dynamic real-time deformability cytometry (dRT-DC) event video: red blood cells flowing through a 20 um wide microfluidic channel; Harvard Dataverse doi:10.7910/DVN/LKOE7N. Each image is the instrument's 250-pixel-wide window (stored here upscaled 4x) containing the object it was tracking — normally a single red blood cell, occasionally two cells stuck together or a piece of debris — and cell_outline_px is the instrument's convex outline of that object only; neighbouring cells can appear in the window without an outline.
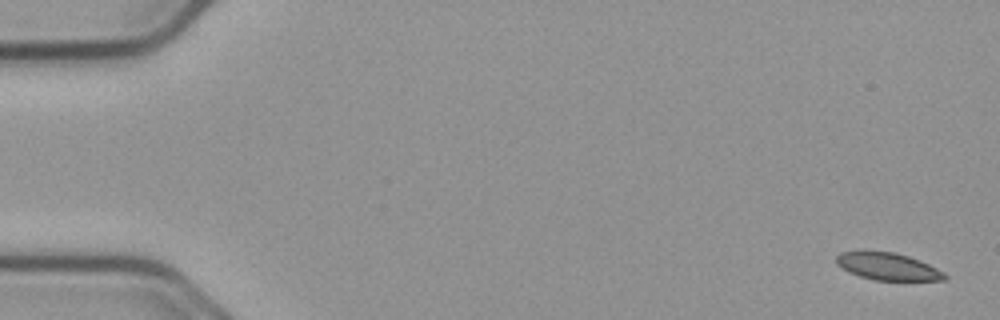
{"species": "common noctule bat (a hibernating species)", "species_latin": "Nyctalus noctula", "temperature_condition": "cold", "stored_images_in_passage": 55, "camera_frame_rate_fps": 3000, "um_per_image_px": 0.085, "animal": {"sex": "male", "body_mass_g": 23.1, "forearm_length_mm": 52.7}, "frame": {"image": 1, "passage_image": 1, "time_ms": 0.0, "image_size_px": [1000, 320], "cell_outline_px": [[948, 280], [872, 280], [848, 272], [836, 264], [836, 256], [840, 252], [896, 252], [920, 260], [944, 272], [948, 276]], "centroid_in_image_um": [75.48, 22.66], "position_along_channel_um": 9.5, "area_um2": 17.11}}
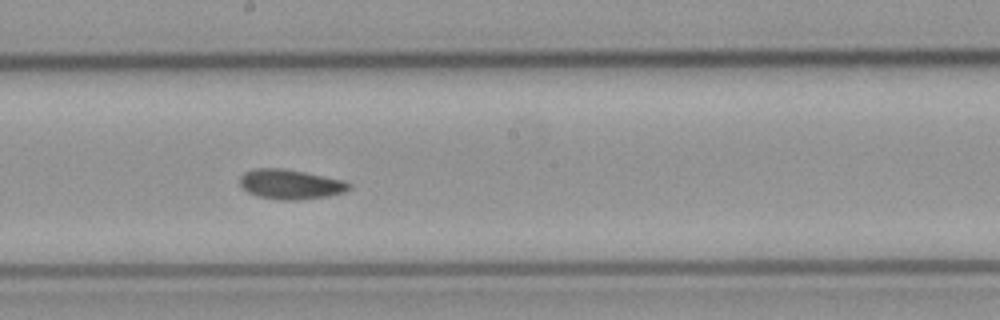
{"frame": {"image": 2, "passage_image": 30, "time_ms": 9.667, "image_size_px": [1000, 320], "cell_outline_px": [[352, 188], [344, 192], [328, 196], [296, 200], [280, 200], [256, 196], [240, 188], [240, 176], [244, 172], [256, 168], [284, 168], [344, 180], [352, 184]], "centroid_in_image_um": [24.68, 15.66], "position_along_channel_um": 223.5, "area_um2": 19.13}}
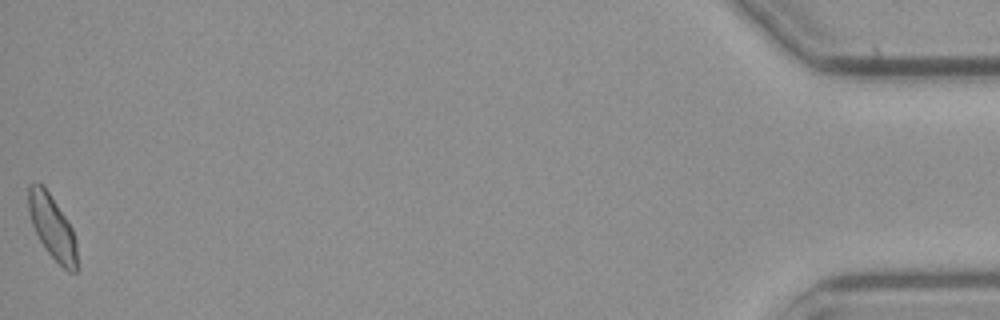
{"frame": {"image": 3, "passage_image": 55, "time_ms": 18.0, "image_size_px": [1000, 320], "cell_outline_px": [[76, 272], [68, 272], [44, 248], [32, 224], [28, 212], [28, 184], [40, 184], [48, 192], [72, 228], [76, 240]], "centroid_in_image_um": [4.43, 19.32], "position_along_channel_um": 430.8, "area_um2": 17.57}, "authors_computed_cell_mechanics": {"area_um2": 18.5538, "velocity_mm_per_s": 3.7166, "shape_relaxation_time_tau1_ms": 3.7004, "shape_relaxation_time_tau2_ms": 3.1903, "deformation_change_tau1": 0.1017, "deformation_change_tau2": 0.0919}}